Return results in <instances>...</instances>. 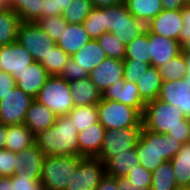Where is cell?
<instances>
[{"instance_id":"1","label":"cell","mask_w":190,"mask_h":190,"mask_svg":"<svg viewBox=\"0 0 190 190\" xmlns=\"http://www.w3.org/2000/svg\"><path fill=\"white\" fill-rule=\"evenodd\" d=\"M142 126L152 132L174 137L182 144L189 142V119L177 107L159 99L146 103L142 113Z\"/></svg>"},{"instance_id":"2","label":"cell","mask_w":190,"mask_h":190,"mask_svg":"<svg viewBox=\"0 0 190 190\" xmlns=\"http://www.w3.org/2000/svg\"><path fill=\"white\" fill-rule=\"evenodd\" d=\"M78 130L68 115L58 116L55 124L35 135L45 156H79Z\"/></svg>"},{"instance_id":"3","label":"cell","mask_w":190,"mask_h":190,"mask_svg":"<svg viewBox=\"0 0 190 190\" xmlns=\"http://www.w3.org/2000/svg\"><path fill=\"white\" fill-rule=\"evenodd\" d=\"M181 147L182 143L174 137L152 132L143 126L136 143L140 165L151 173L164 161H170Z\"/></svg>"},{"instance_id":"4","label":"cell","mask_w":190,"mask_h":190,"mask_svg":"<svg viewBox=\"0 0 190 190\" xmlns=\"http://www.w3.org/2000/svg\"><path fill=\"white\" fill-rule=\"evenodd\" d=\"M104 30L115 35L125 45L146 30V25L136 19L125 3L104 8Z\"/></svg>"},{"instance_id":"5","label":"cell","mask_w":190,"mask_h":190,"mask_svg":"<svg viewBox=\"0 0 190 190\" xmlns=\"http://www.w3.org/2000/svg\"><path fill=\"white\" fill-rule=\"evenodd\" d=\"M82 156H46L41 182L46 190H65L75 174Z\"/></svg>"},{"instance_id":"6","label":"cell","mask_w":190,"mask_h":190,"mask_svg":"<svg viewBox=\"0 0 190 190\" xmlns=\"http://www.w3.org/2000/svg\"><path fill=\"white\" fill-rule=\"evenodd\" d=\"M97 109L99 122L106 130L142 126V114L129 105L102 98Z\"/></svg>"},{"instance_id":"7","label":"cell","mask_w":190,"mask_h":190,"mask_svg":"<svg viewBox=\"0 0 190 190\" xmlns=\"http://www.w3.org/2000/svg\"><path fill=\"white\" fill-rule=\"evenodd\" d=\"M35 100L56 116L67 115L75 107L68 82L60 76H49Z\"/></svg>"},{"instance_id":"8","label":"cell","mask_w":190,"mask_h":190,"mask_svg":"<svg viewBox=\"0 0 190 190\" xmlns=\"http://www.w3.org/2000/svg\"><path fill=\"white\" fill-rule=\"evenodd\" d=\"M16 42L23 46L34 59L41 63L56 43L44 32L36 22H21Z\"/></svg>"},{"instance_id":"9","label":"cell","mask_w":190,"mask_h":190,"mask_svg":"<svg viewBox=\"0 0 190 190\" xmlns=\"http://www.w3.org/2000/svg\"><path fill=\"white\" fill-rule=\"evenodd\" d=\"M142 126L129 127L124 129L106 130L104 142L99 158L104 165L120 153L127 152V149L136 147Z\"/></svg>"},{"instance_id":"10","label":"cell","mask_w":190,"mask_h":190,"mask_svg":"<svg viewBox=\"0 0 190 190\" xmlns=\"http://www.w3.org/2000/svg\"><path fill=\"white\" fill-rule=\"evenodd\" d=\"M105 174V165L99 158L84 157L65 190H96Z\"/></svg>"},{"instance_id":"11","label":"cell","mask_w":190,"mask_h":190,"mask_svg":"<svg viewBox=\"0 0 190 190\" xmlns=\"http://www.w3.org/2000/svg\"><path fill=\"white\" fill-rule=\"evenodd\" d=\"M34 100L17 86L0 100V123L4 125L24 124L30 104Z\"/></svg>"},{"instance_id":"12","label":"cell","mask_w":190,"mask_h":190,"mask_svg":"<svg viewBox=\"0 0 190 190\" xmlns=\"http://www.w3.org/2000/svg\"><path fill=\"white\" fill-rule=\"evenodd\" d=\"M159 100L175 106L187 119H190V85L183 79L164 81L158 95Z\"/></svg>"},{"instance_id":"13","label":"cell","mask_w":190,"mask_h":190,"mask_svg":"<svg viewBox=\"0 0 190 190\" xmlns=\"http://www.w3.org/2000/svg\"><path fill=\"white\" fill-rule=\"evenodd\" d=\"M0 61L2 71L11 74L16 82L18 75L34 63L32 55L16 41L0 47Z\"/></svg>"},{"instance_id":"14","label":"cell","mask_w":190,"mask_h":190,"mask_svg":"<svg viewBox=\"0 0 190 190\" xmlns=\"http://www.w3.org/2000/svg\"><path fill=\"white\" fill-rule=\"evenodd\" d=\"M45 157L36 143L17 152L14 175L29 178V180H41Z\"/></svg>"},{"instance_id":"15","label":"cell","mask_w":190,"mask_h":190,"mask_svg":"<svg viewBox=\"0 0 190 190\" xmlns=\"http://www.w3.org/2000/svg\"><path fill=\"white\" fill-rule=\"evenodd\" d=\"M182 28V10H162L146 25L149 32L177 41Z\"/></svg>"},{"instance_id":"16","label":"cell","mask_w":190,"mask_h":190,"mask_svg":"<svg viewBox=\"0 0 190 190\" xmlns=\"http://www.w3.org/2000/svg\"><path fill=\"white\" fill-rule=\"evenodd\" d=\"M88 77L103 93L108 87L124 78V63L107 57L89 73Z\"/></svg>"},{"instance_id":"17","label":"cell","mask_w":190,"mask_h":190,"mask_svg":"<svg viewBox=\"0 0 190 190\" xmlns=\"http://www.w3.org/2000/svg\"><path fill=\"white\" fill-rule=\"evenodd\" d=\"M102 98L114 100L136 108L141 114L144 111L146 102L141 98L137 85L121 79L114 85L108 87L103 93Z\"/></svg>"},{"instance_id":"18","label":"cell","mask_w":190,"mask_h":190,"mask_svg":"<svg viewBox=\"0 0 190 190\" xmlns=\"http://www.w3.org/2000/svg\"><path fill=\"white\" fill-rule=\"evenodd\" d=\"M151 66L160 67L181 53V44L177 40L162 37L149 32Z\"/></svg>"},{"instance_id":"19","label":"cell","mask_w":190,"mask_h":190,"mask_svg":"<svg viewBox=\"0 0 190 190\" xmlns=\"http://www.w3.org/2000/svg\"><path fill=\"white\" fill-rule=\"evenodd\" d=\"M105 127L98 121L78 133L79 156L97 158L104 142Z\"/></svg>"},{"instance_id":"20","label":"cell","mask_w":190,"mask_h":190,"mask_svg":"<svg viewBox=\"0 0 190 190\" xmlns=\"http://www.w3.org/2000/svg\"><path fill=\"white\" fill-rule=\"evenodd\" d=\"M49 76L39 62H34L18 75L16 86L35 99Z\"/></svg>"},{"instance_id":"21","label":"cell","mask_w":190,"mask_h":190,"mask_svg":"<svg viewBox=\"0 0 190 190\" xmlns=\"http://www.w3.org/2000/svg\"><path fill=\"white\" fill-rule=\"evenodd\" d=\"M52 111L45 105L33 100L26 112L24 125L34 134L37 135L41 131L52 127L57 119Z\"/></svg>"},{"instance_id":"22","label":"cell","mask_w":190,"mask_h":190,"mask_svg":"<svg viewBox=\"0 0 190 190\" xmlns=\"http://www.w3.org/2000/svg\"><path fill=\"white\" fill-rule=\"evenodd\" d=\"M74 106L97 105L102 93L89 77L68 82Z\"/></svg>"},{"instance_id":"23","label":"cell","mask_w":190,"mask_h":190,"mask_svg":"<svg viewBox=\"0 0 190 190\" xmlns=\"http://www.w3.org/2000/svg\"><path fill=\"white\" fill-rule=\"evenodd\" d=\"M90 40L91 38L83 24L68 23L56 45L71 56L78 52Z\"/></svg>"},{"instance_id":"24","label":"cell","mask_w":190,"mask_h":190,"mask_svg":"<svg viewBox=\"0 0 190 190\" xmlns=\"http://www.w3.org/2000/svg\"><path fill=\"white\" fill-rule=\"evenodd\" d=\"M80 68L90 73L97 65L107 58L96 39H91L78 52L70 56Z\"/></svg>"},{"instance_id":"25","label":"cell","mask_w":190,"mask_h":190,"mask_svg":"<svg viewBox=\"0 0 190 190\" xmlns=\"http://www.w3.org/2000/svg\"><path fill=\"white\" fill-rule=\"evenodd\" d=\"M140 165L137 155L136 147L127 149V152L120 153L119 155L111 158L105 164L106 175L112 177H126L131 167H137Z\"/></svg>"},{"instance_id":"26","label":"cell","mask_w":190,"mask_h":190,"mask_svg":"<svg viewBox=\"0 0 190 190\" xmlns=\"http://www.w3.org/2000/svg\"><path fill=\"white\" fill-rule=\"evenodd\" d=\"M161 84L159 69L151 65L136 83L139 94L146 103L158 98Z\"/></svg>"},{"instance_id":"27","label":"cell","mask_w":190,"mask_h":190,"mask_svg":"<svg viewBox=\"0 0 190 190\" xmlns=\"http://www.w3.org/2000/svg\"><path fill=\"white\" fill-rule=\"evenodd\" d=\"M128 11L147 25L162 10L161 0H125Z\"/></svg>"},{"instance_id":"28","label":"cell","mask_w":190,"mask_h":190,"mask_svg":"<svg viewBox=\"0 0 190 190\" xmlns=\"http://www.w3.org/2000/svg\"><path fill=\"white\" fill-rule=\"evenodd\" d=\"M7 143L5 149L20 152L35 144V135L24 124L8 125Z\"/></svg>"},{"instance_id":"29","label":"cell","mask_w":190,"mask_h":190,"mask_svg":"<svg viewBox=\"0 0 190 190\" xmlns=\"http://www.w3.org/2000/svg\"><path fill=\"white\" fill-rule=\"evenodd\" d=\"M170 162L178 187L190 188V142L183 143L181 149Z\"/></svg>"},{"instance_id":"30","label":"cell","mask_w":190,"mask_h":190,"mask_svg":"<svg viewBox=\"0 0 190 190\" xmlns=\"http://www.w3.org/2000/svg\"><path fill=\"white\" fill-rule=\"evenodd\" d=\"M21 22L20 16L12 9L0 10V47L16 41Z\"/></svg>"},{"instance_id":"31","label":"cell","mask_w":190,"mask_h":190,"mask_svg":"<svg viewBox=\"0 0 190 190\" xmlns=\"http://www.w3.org/2000/svg\"><path fill=\"white\" fill-rule=\"evenodd\" d=\"M149 31L146 29L138 37L126 44L124 60H136L151 65Z\"/></svg>"},{"instance_id":"32","label":"cell","mask_w":190,"mask_h":190,"mask_svg":"<svg viewBox=\"0 0 190 190\" xmlns=\"http://www.w3.org/2000/svg\"><path fill=\"white\" fill-rule=\"evenodd\" d=\"M177 187L175 173L170 161H164L152 172L150 190H174Z\"/></svg>"},{"instance_id":"33","label":"cell","mask_w":190,"mask_h":190,"mask_svg":"<svg viewBox=\"0 0 190 190\" xmlns=\"http://www.w3.org/2000/svg\"><path fill=\"white\" fill-rule=\"evenodd\" d=\"M44 0H11L10 9L15 11L23 22H37L42 18Z\"/></svg>"},{"instance_id":"34","label":"cell","mask_w":190,"mask_h":190,"mask_svg":"<svg viewBox=\"0 0 190 190\" xmlns=\"http://www.w3.org/2000/svg\"><path fill=\"white\" fill-rule=\"evenodd\" d=\"M67 115L78 132L99 121L97 105L76 106Z\"/></svg>"},{"instance_id":"35","label":"cell","mask_w":190,"mask_h":190,"mask_svg":"<svg viewBox=\"0 0 190 190\" xmlns=\"http://www.w3.org/2000/svg\"><path fill=\"white\" fill-rule=\"evenodd\" d=\"M93 8L91 0H73L61 16L69 24H83Z\"/></svg>"},{"instance_id":"36","label":"cell","mask_w":190,"mask_h":190,"mask_svg":"<svg viewBox=\"0 0 190 190\" xmlns=\"http://www.w3.org/2000/svg\"><path fill=\"white\" fill-rule=\"evenodd\" d=\"M69 59L70 55L63 51L58 45H55L54 48L48 52L45 60L40 64L50 76H59Z\"/></svg>"},{"instance_id":"37","label":"cell","mask_w":190,"mask_h":190,"mask_svg":"<svg viewBox=\"0 0 190 190\" xmlns=\"http://www.w3.org/2000/svg\"><path fill=\"white\" fill-rule=\"evenodd\" d=\"M161 74L162 82L183 79L187 70V66L182 52L173 57L169 62L158 67Z\"/></svg>"},{"instance_id":"38","label":"cell","mask_w":190,"mask_h":190,"mask_svg":"<svg viewBox=\"0 0 190 190\" xmlns=\"http://www.w3.org/2000/svg\"><path fill=\"white\" fill-rule=\"evenodd\" d=\"M107 57L123 61L125 57L126 45L111 32L103 33L96 39Z\"/></svg>"},{"instance_id":"39","label":"cell","mask_w":190,"mask_h":190,"mask_svg":"<svg viewBox=\"0 0 190 190\" xmlns=\"http://www.w3.org/2000/svg\"><path fill=\"white\" fill-rule=\"evenodd\" d=\"M83 26L91 39H97L105 33L104 8H93L83 21Z\"/></svg>"},{"instance_id":"40","label":"cell","mask_w":190,"mask_h":190,"mask_svg":"<svg viewBox=\"0 0 190 190\" xmlns=\"http://www.w3.org/2000/svg\"><path fill=\"white\" fill-rule=\"evenodd\" d=\"M52 40L54 43L61 37V33L65 30L67 22L63 19L61 15L59 16H49L40 18L36 22Z\"/></svg>"},{"instance_id":"41","label":"cell","mask_w":190,"mask_h":190,"mask_svg":"<svg viewBox=\"0 0 190 190\" xmlns=\"http://www.w3.org/2000/svg\"><path fill=\"white\" fill-rule=\"evenodd\" d=\"M124 63V80L137 83L141 76L150 67V64L136 60H123Z\"/></svg>"},{"instance_id":"42","label":"cell","mask_w":190,"mask_h":190,"mask_svg":"<svg viewBox=\"0 0 190 190\" xmlns=\"http://www.w3.org/2000/svg\"><path fill=\"white\" fill-rule=\"evenodd\" d=\"M15 165L16 153L7 149H0V176H14Z\"/></svg>"},{"instance_id":"43","label":"cell","mask_w":190,"mask_h":190,"mask_svg":"<svg viewBox=\"0 0 190 190\" xmlns=\"http://www.w3.org/2000/svg\"><path fill=\"white\" fill-rule=\"evenodd\" d=\"M130 173L126 176L131 184L142 185V187H151L152 173L145 169L142 165L131 167Z\"/></svg>"},{"instance_id":"44","label":"cell","mask_w":190,"mask_h":190,"mask_svg":"<svg viewBox=\"0 0 190 190\" xmlns=\"http://www.w3.org/2000/svg\"><path fill=\"white\" fill-rule=\"evenodd\" d=\"M59 76L67 82H72L87 78L89 73L76 65V62L70 58Z\"/></svg>"},{"instance_id":"45","label":"cell","mask_w":190,"mask_h":190,"mask_svg":"<svg viewBox=\"0 0 190 190\" xmlns=\"http://www.w3.org/2000/svg\"><path fill=\"white\" fill-rule=\"evenodd\" d=\"M15 190H46L41 180H29V178L13 176Z\"/></svg>"},{"instance_id":"46","label":"cell","mask_w":190,"mask_h":190,"mask_svg":"<svg viewBox=\"0 0 190 190\" xmlns=\"http://www.w3.org/2000/svg\"><path fill=\"white\" fill-rule=\"evenodd\" d=\"M15 87L16 81L13 76L4 71H0V100H2Z\"/></svg>"},{"instance_id":"47","label":"cell","mask_w":190,"mask_h":190,"mask_svg":"<svg viewBox=\"0 0 190 190\" xmlns=\"http://www.w3.org/2000/svg\"><path fill=\"white\" fill-rule=\"evenodd\" d=\"M118 190H150L149 187L131 184L126 177H115Z\"/></svg>"},{"instance_id":"48","label":"cell","mask_w":190,"mask_h":190,"mask_svg":"<svg viewBox=\"0 0 190 190\" xmlns=\"http://www.w3.org/2000/svg\"><path fill=\"white\" fill-rule=\"evenodd\" d=\"M96 190H118L115 177L105 174Z\"/></svg>"},{"instance_id":"49","label":"cell","mask_w":190,"mask_h":190,"mask_svg":"<svg viewBox=\"0 0 190 190\" xmlns=\"http://www.w3.org/2000/svg\"><path fill=\"white\" fill-rule=\"evenodd\" d=\"M163 10H182L188 3L186 0H161Z\"/></svg>"},{"instance_id":"50","label":"cell","mask_w":190,"mask_h":190,"mask_svg":"<svg viewBox=\"0 0 190 190\" xmlns=\"http://www.w3.org/2000/svg\"><path fill=\"white\" fill-rule=\"evenodd\" d=\"M183 28L180 34H190V3L182 9Z\"/></svg>"},{"instance_id":"51","label":"cell","mask_w":190,"mask_h":190,"mask_svg":"<svg viewBox=\"0 0 190 190\" xmlns=\"http://www.w3.org/2000/svg\"><path fill=\"white\" fill-rule=\"evenodd\" d=\"M94 8H108L125 3V0H91Z\"/></svg>"},{"instance_id":"52","label":"cell","mask_w":190,"mask_h":190,"mask_svg":"<svg viewBox=\"0 0 190 190\" xmlns=\"http://www.w3.org/2000/svg\"><path fill=\"white\" fill-rule=\"evenodd\" d=\"M55 16V4L53 0H44L42 8V18Z\"/></svg>"},{"instance_id":"53","label":"cell","mask_w":190,"mask_h":190,"mask_svg":"<svg viewBox=\"0 0 190 190\" xmlns=\"http://www.w3.org/2000/svg\"><path fill=\"white\" fill-rule=\"evenodd\" d=\"M73 0H53L55 4V16L62 15V12L70 5Z\"/></svg>"},{"instance_id":"54","label":"cell","mask_w":190,"mask_h":190,"mask_svg":"<svg viewBox=\"0 0 190 190\" xmlns=\"http://www.w3.org/2000/svg\"><path fill=\"white\" fill-rule=\"evenodd\" d=\"M0 190H15L13 185V176H0Z\"/></svg>"},{"instance_id":"55","label":"cell","mask_w":190,"mask_h":190,"mask_svg":"<svg viewBox=\"0 0 190 190\" xmlns=\"http://www.w3.org/2000/svg\"><path fill=\"white\" fill-rule=\"evenodd\" d=\"M181 52H190V34H180Z\"/></svg>"},{"instance_id":"56","label":"cell","mask_w":190,"mask_h":190,"mask_svg":"<svg viewBox=\"0 0 190 190\" xmlns=\"http://www.w3.org/2000/svg\"><path fill=\"white\" fill-rule=\"evenodd\" d=\"M8 126L0 123V149H5L7 143Z\"/></svg>"},{"instance_id":"57","label":"cell","mask_w":190,"mask_h":190,"mask_svg":"<svg viewBox=\"0 0 190 190\" xmlns=\"http://www.w3.org/2000/svg\"><path fill=\"white\" fill-rule=\"evenodd\" d=\"M182 54L187 66V70L183 80L184 82H188V84L190 85V52H182Z\"/></svg>"},{"instance_id":"58","label":"cell","mask_w":190,"mask_h":190,"mask_svg":"<svg viewBox=\"0 0 190 190\" xmlns=\"http://www.w3.org/2000/svg\"><path fill=\"white\" fill-rule=\"evenodd\" d=\"M11 0H0V10L10 9Z\"/></svg>"},{"instance_id":"59","label":"cell","mask_w":190,"mask_h":190,"mask_svg":"<svg viewBox=\"0 0 190 190\" xmlns=\"http://www.w3.org/2000/svg\"><path fill=\"white\" fill-rule=\"evenodd\" d=\"M174 190H190L189 187H177Z\"/></svg>"},{"instance_id":"60","label":"cell","mask_w":190,"mask_h":190,"mask_svg":"<svg viewBox=\"0 0 190 190\" xmlns=\"http://www.w3.org/2000/svg\"><path fill=\"white\" fill-rule=\"evenodd\" d=\"M189 133H190V119H189ZM189 142H190V135H189Z\"/></svg>"}]
</instances>
